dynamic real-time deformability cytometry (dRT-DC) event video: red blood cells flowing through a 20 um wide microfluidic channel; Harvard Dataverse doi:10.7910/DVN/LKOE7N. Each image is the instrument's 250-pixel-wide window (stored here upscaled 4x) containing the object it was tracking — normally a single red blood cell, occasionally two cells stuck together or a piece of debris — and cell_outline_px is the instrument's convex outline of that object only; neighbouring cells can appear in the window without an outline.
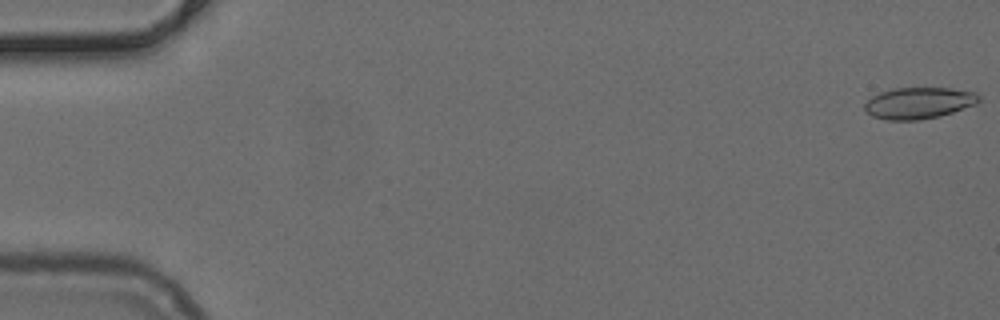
{"species": "common noctule bat (a hibernating species)", "species_latin": "Nyctalus noctula", "temperature_condition": "cold", "stored_images_in_passage": 47, "camera_frame_rate_fps": 3000, "um_per_image_px": 0.085, "animal": {"sex": "female", "body_mass_g": 24.6, "forearm_length_mm": 56.2}, "frame": {"image": 1, "passage_image": 1, "time_ms": 0.0, "image_size_px": [1000, 320], "cell_outline_px": [[980, 100], [976, 104], [940, 116], [920, 120], [888, 120], [872, 116], [864, 108], [864, 104], [872, 96], [880, 92], [892, 88], [952, 88], [976, 92], [980, 96]], "centroid_in_image_um": [78.11, 8.75], "position_along_channel_um": 6.9, "area_um2": 20.98}}
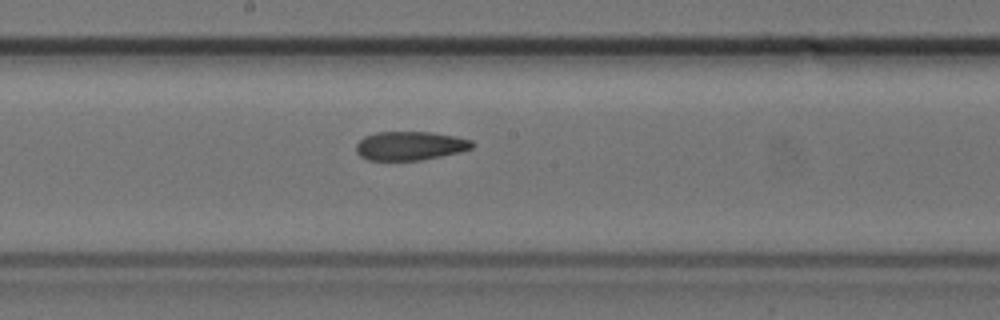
{"frame": {"image": 2, "passage_image": 28, "time_ms": 9.0, "image_size_px": [1000, 320], "cell_outline_px": [[476, 144], [472, 148], [460, 152], [420, 160], [368, 160], [360, 156], [356, 152], [356, 144], [364, 136], [376, 132], [432, 132], [456, 136], [472, 140]], "centroid_in_image_um": [34.87, 12.38], "position_along_channel_um": 213.3, "area_um2": 19.59}}
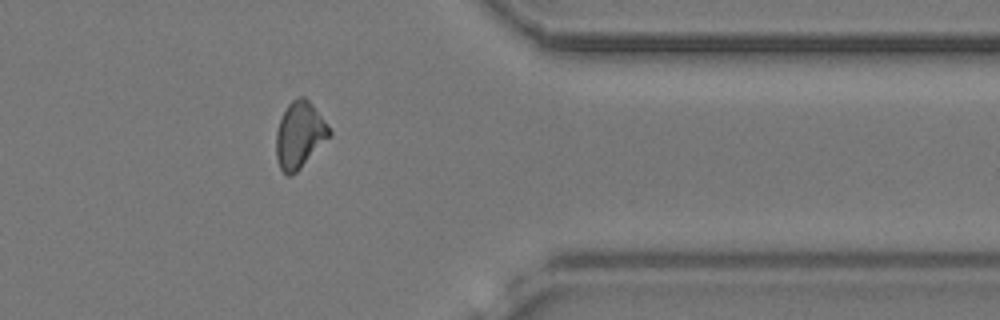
{"frame": {"image": 3, "passage_image": 42, "time_ms": 13.667, "image_size_px": [1000, 320], "cell_outline_px": [[332, 136], [296, 172], [288, 176], [280, 168], [276, 156], [276, 132], [280, 120], [288, 104], [292, 100], [300, 96], [304, 96], [312, 104], [324, 120], [332, 132]], "centroid_in_image_um": [25.48, 11.47], "position_along_channel_um": 385.9, "area_um2": 20.46}}